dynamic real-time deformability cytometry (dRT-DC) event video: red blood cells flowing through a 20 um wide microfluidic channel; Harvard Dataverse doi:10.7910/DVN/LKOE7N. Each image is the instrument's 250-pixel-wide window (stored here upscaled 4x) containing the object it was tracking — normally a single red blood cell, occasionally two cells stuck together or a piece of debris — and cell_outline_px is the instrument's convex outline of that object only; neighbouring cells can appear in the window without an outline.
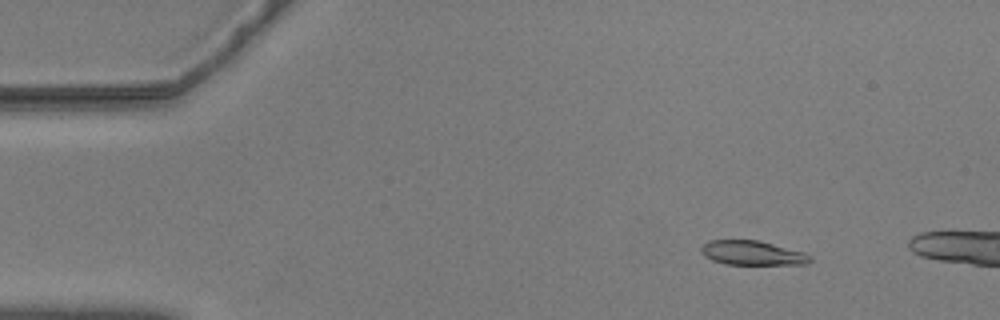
{"species": "common noctule bat (a hibernating species)", "species_latin": "Nyctalus noctula", "temperature_condition": "warm", "stored_images_in_passage": 17, "camera_frame_rate_fps": 3000, "um_per_image_px": 0.085, "animal": {"sex": "male", "body_mass_g": 20.5, "forearm_length_mm": 52.5}, "frame": {"image": 1, "passage_image": 8, "time_ms": 2.333, "image_size_px": [1000, 320], "cell_outline_px": [[812, 260], [808, 264], [724, 264], [712, 260], [704, 256], [700, 252], [700, 248], [708, 240], [760, 240], [804, 252], [812, 256]], "centroid_in_image_um": [63.95, 21.5], "position_along_channel_um": 21.1, "area_um2": 15.61}}